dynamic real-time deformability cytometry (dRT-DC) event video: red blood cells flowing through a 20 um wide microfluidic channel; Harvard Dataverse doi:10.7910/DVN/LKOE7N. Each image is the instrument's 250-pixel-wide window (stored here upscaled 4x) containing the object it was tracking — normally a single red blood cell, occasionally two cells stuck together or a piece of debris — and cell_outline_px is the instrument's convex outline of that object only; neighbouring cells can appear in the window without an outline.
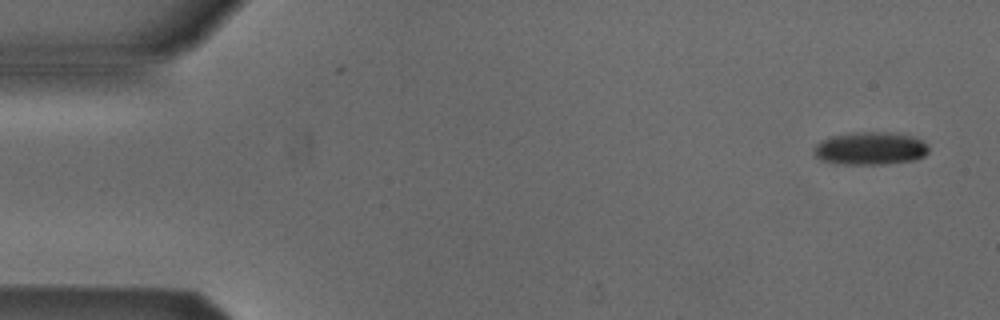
{"species": "Egyptian fruit bat (a non-hibernating species)", "species_latin": "Rousettus aegyptiacus", "temperature_condition": "cold", "stored_images_in_passage": 4, "camera_frame_rate_fps": 3000, "um_per_image_px": 0.085, "animal": {"sex": "male"}, "frame": {"image": 1, "passage_image": 1, "time_ms": 0.0, "image_size_px": [1000, 320], "cell_outline_px": [[928, 152], [924, 156], [916, 160], [884, 164], [836, 164], [820, 160], [812, 156], [812, 148], [820, 140], [828, 136], [856, 132], [888, 132], [912, 136], [928, 144]], "centroid_in_image_um": [73.9, 12.62], "position_along_channel_um": 11.1, "area_um2": 22.43}}
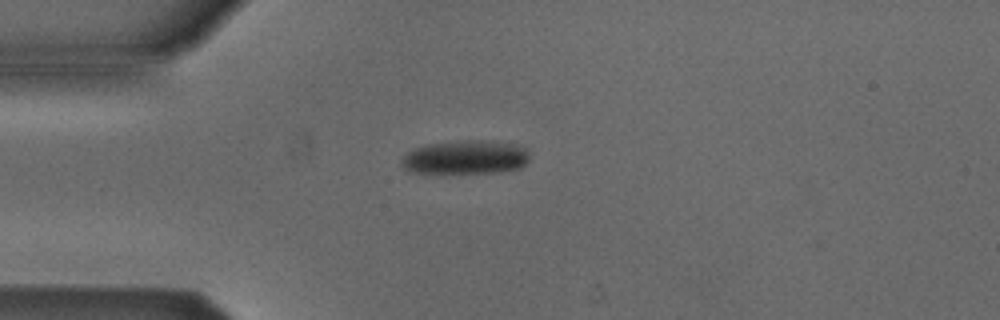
{"frame": {"image": 2, "passage_image": 4, "time_ms": 3.667, "image_size_px": [1000, 320], "cell_outline_px": [[528, 160], [520, 168], [500, 172], [408, 172], [400, 164], [400, 160], [408, 152], [416, 148], [428, 144], [468, 140], [484, 140], [516, 144], [528, 148]], "centroid_in_image_um": [39.59, 13.36], "position_along_channel_um": 45.4, "area_um2": 25.03}}